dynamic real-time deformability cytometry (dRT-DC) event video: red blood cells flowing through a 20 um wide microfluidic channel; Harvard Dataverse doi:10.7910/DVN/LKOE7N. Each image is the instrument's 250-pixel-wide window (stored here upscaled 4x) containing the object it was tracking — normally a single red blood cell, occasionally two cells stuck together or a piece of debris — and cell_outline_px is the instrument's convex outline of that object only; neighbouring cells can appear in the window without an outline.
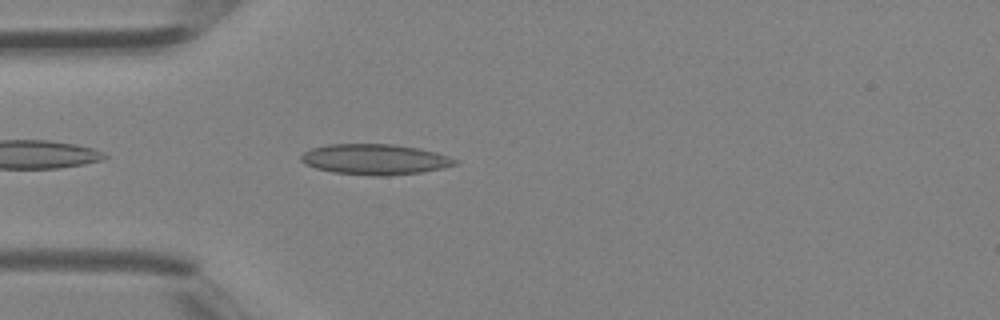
{"species": "Egyptian fruit bat (a non-hibernating species)", "species_latin": "Rousettus aegyptiacus", "temperature_condition": "room temperature", "stored_images_in_passage": 30, "camera_frame_rate_fps": 3000, "um_per_image_px": 0.085, "animal": {"sex": "female"}, "frame": {"image": 1, "passage_image": 2, "time_ms": 0.333, "image_size_px": [1000, 320], "cell_outline_px": [[460, 160], [456, 164], [444, 168], [420, 172], [388, 176], [372, 176], [332, 172], [316, 168], [304, 164], [300, 160], [300, 156], [304, 152], [312, 148], [328, 144], [396, 144], [420, 148], [436, 152]], "centroid_in_image_um": [31.88, 13.54], "position_along_channel_um": 53.1, "area_um2": 27.69}}
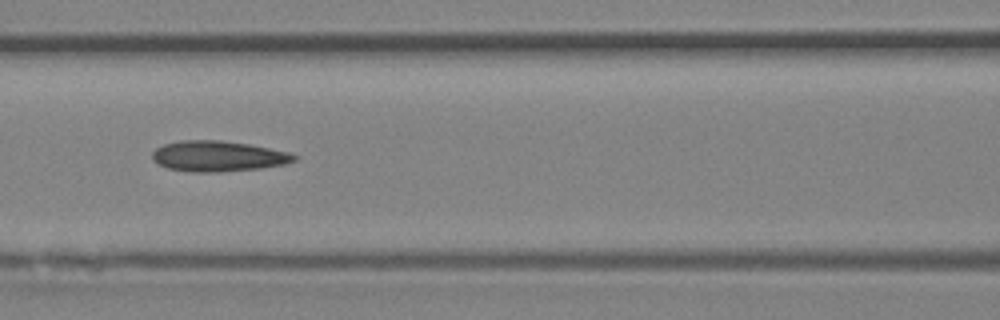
{"frame": {"image": 2, "passage_image": 8, "time_ms": 2.333, "image_size_px": [1000, 320], "cell_outline_px": [[300, 156], [296, 160], [284, 164], [260, 168], [220, 172], [192, 172], [168, 168], [152, 160], [152, 152], [156, 148], [164, 144], [180, 140], [220, 140], [248, 144], [288, 152]], "centroid_in_image_um": [18.53, 13.27], "position_along_channel_um": 148.1, "area_um2": 25.26}}
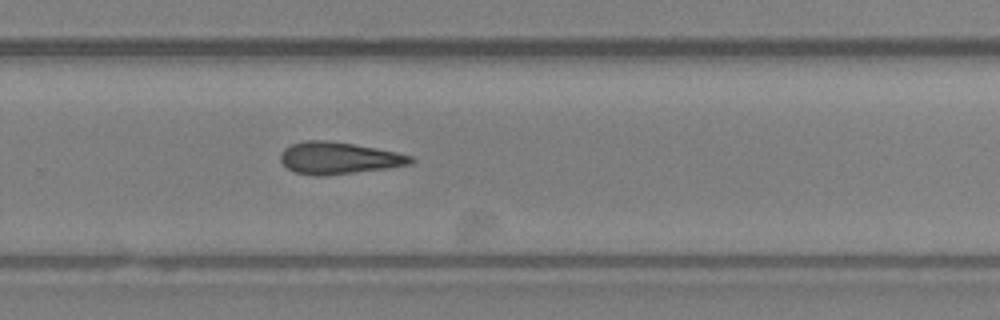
{"frame": {"image": 3, "passage_image": 17, "time_ms": 5.333, "image_size_px": [1000, 320], "cell_outline_px": [[416, 160], [412, 164], [388, 168], [324, 176], [316, 176], [296, 172], [288, 168], [280, 160], [280, 152], [284, 148], [292, 144], [304, 140], [328, 140], [376, 148], [396, 152], [412, 156]], "centroid_in_image_um": [28.79, 13.43], "position_along_channel_um": 301.0, "area_um2": 24.28}}